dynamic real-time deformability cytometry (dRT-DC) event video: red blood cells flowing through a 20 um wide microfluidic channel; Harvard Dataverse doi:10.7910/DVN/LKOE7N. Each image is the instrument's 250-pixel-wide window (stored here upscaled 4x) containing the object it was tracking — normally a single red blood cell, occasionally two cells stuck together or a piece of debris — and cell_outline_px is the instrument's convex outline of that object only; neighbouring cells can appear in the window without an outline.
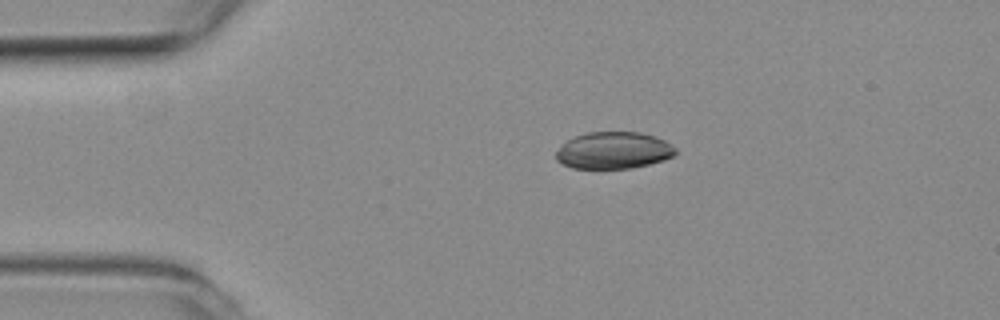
{"species": "common noctule bat (a hibernating species)", "species_latin": "Nyctalus noctula", "temperature_condition": "room temperature", "stored_images_in_passage": 44, "camera_frame_rate_fps": 3000, "um_per_image_px": 0.085, "animal": {"sex": "female", "body_mass_g": 19.3, "forearm_length_mm": 54.1}, "frame": {"image": 1, "passage_image": 1, "time_ms": 0.0, "image_size_px": [1000, 320], "cell_outline_px": [[676, 152], [672, 156], [664, 160], [632, 168], [572, 168], [556, 160], [556, 152], [568, 140], [576, 136], [588, 132], [640, 132], [656, 136], [664, 140], [676, 148]], "centroid_in_image_um": [52.18, 12.78], "position_along_channel_um": 32.8, "area_um2": 25.49}}
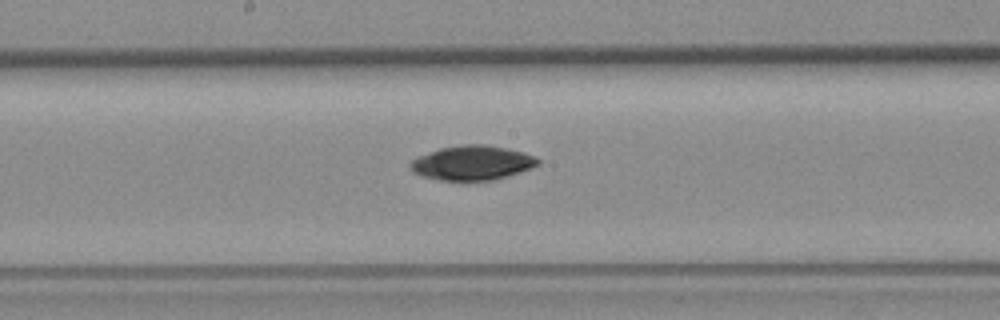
{"frame": {"image": 2, "passage_image": 19, "time_ms": 6.0, "image_size_px": [1000, 320], "cell_outline_px": [[540, 164], [532, 168], [496, 180], [440, 180], [420, 176], [412, 172], [408, 168], [408, 164], [416, 156], [440, 148], [460, 144], [484, 144], [508, 148], [524, 152], [536, 156], [540, 160]], "centroid_in_image_um": [40.12, 13.84], "position_along_channel_um": 208.1, "area_um2": 26.13}}
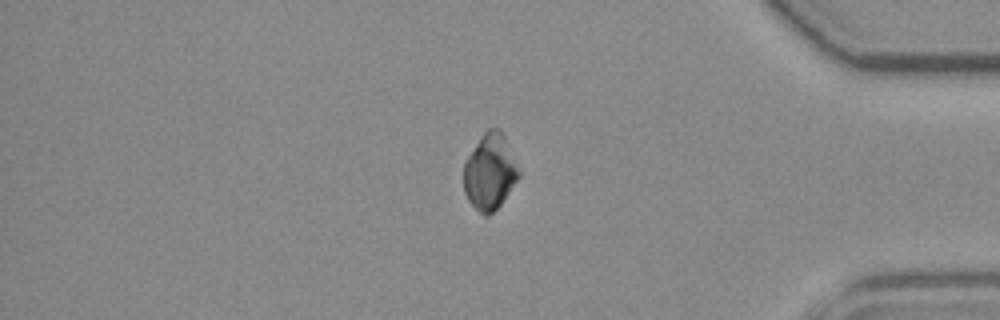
{"frame": {"image": 3, "passage_image": 37, "time_ms": 12.0, "image_size_px": [1000, 320], "cell_outline_px": [[520, 176], [500, 204], [488, 216], [484, 216], [468, 200], [464, 192], [464, 160], [480, 136], [488, 128], [500, 128], [504, 136], [520, 172]], "centroid_in_image_um": [41.61, 14.58], "position_along_channel_um": 393.6, "area_um2": 24.16}, "authors_computed_cell_mechanics": {"area_um2": 25.6632, "velocity_mm_per_s": 3.6058, "shape_relaxation_time_tau1_ms": 6.2893, "shape_relaxation_time_tau2_ms": null, "deformation_change_tau1": 0.0697, "deformation_change_tau2": null}}